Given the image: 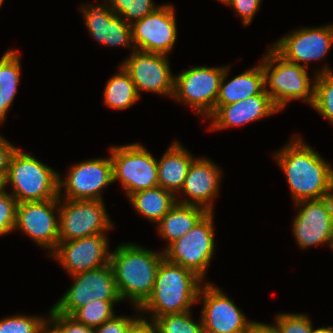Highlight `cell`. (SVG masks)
I'll return each instance as SVG.
<instances>
[{
  "label": "cell",
  "instance_id": "2e32d148",
  "mask_svg": "<svg viewBox=\"0 0 333 333\" xmlns=\"http://www.w3.org/2000/svg\"><path fill=\"white\" fill-rule=\"evenodd\" d=\"M60 202L56 197L17 203L15 229L20 228L39 245L54 251L59 242V219L56 220L53 210Z\"/></svg>",
  "mask_w": 333,
  "mask_h": 333
},
{
  "label": "cell",
  "instance_id": "e0dca14e",
  "mask_svg": "<svg viewBox=\"0 0 333 333\" xmlns=\"http://www.w3.org/2000/svg\"><path fill=\"white\" fill-rule=\"evenodd\" d=\"M106 234L58 242L52 257H55L70 274L97 269L110 264ZM103 262V263H102Z\"/></svg>",
  "mask_w": 333,
  "mask_h": 333
},
{
  "label": "cell",
  "instance_id": "8d00e7d4",
  "mask_svg": "<svg viewBox=\"0 0 333 333\" xmlns=\"http://www.w3.org/2000/svg\"><path fill=\"white\" fill-rule=\"evenodd\" d=\"M260 2L261 0H230L228 5L233 6L236 13L242 17L244 24L248 25L259 9Z\"/></svg>",
  "mask_w": 333,
  "mask_h": 333
},
{
  "label": "cell",
  "instance_id": "d4e9b609",
  "mask_svg": "<svg viewBox=\"0 0 333 333\" xmlns=\"http://www.w3.org/2000/svg\"><path fill=\"white\" fill-rule=\"evenodd\" d=\"M175 196L171 191L157 186L133 193L128 198L136 211L158 223L177 203Z\"/></svg>",
  "mask_w": 333,
  "mask_h": 333
},
{
  "label": "cell",
  "instance_id": "484cf974",
  "mask_svg": "<svg viewBox=\"0 0 333 333\" xmlns=\"http://www.w3.org/2000/svg\"><path fill=\"white\" fill-rule=\"evenodd\" d=\"M117 75L109 79L104 90V103L115 109H126L139 99L130 74L121 65Z\"/></svg>",
  "mask_w": 333,
  "mask_h": 333
},
{
  "label": "cell",
  "instance_id": "5bb4252c",
  "mask_svg": "<svg viewBox=\"0 0 333 333\" xmlns=\"http://www.w3.org/2000/svg\"><path fill=\"white\" fill-rule=\"evenodd\" d=\"M64 182L59 177L61 187L66 188V199L102 200L100 191L104 186L113 183V163L111 157L84 161L71 166Z\"/></svg>",
  "mask_w": 333,
  "mask_h": 333
},
{
  "label": "cell",
  "instance_id": "7bdbcfd3",
  "mask_svg": "<svg viewBox=\"0 0 333 333\" xmlns=\"http://www.w3.org/2000/svg\"><path fill=\"white\" fill-rule=\"evenodd\" d=\"M5 178L0 176V194L5 191Z\"/></svg>",
  "mask_w": 333,
  "mask_h": 333
},
{
  "label": "cell",
  "instance_id": "7402d4cb",
  "mask_svg": "<svg viewBox=\"0 0 333 333\" xmlns=\"http://www.w3.org/2000/svg\"><path fill=\"white\" fill-rule=\"evenodd\" d=\"M194 159L179 143L174 142L157 161L158 185L173 194L177 190L180 191Z\"/></svg>",
  "mask_w": 333,
  "mask_h": 333
},
{
  "label": "cell",
  "instance_id": "ee69618b",
  "mask_svg": "<svg viewBox=\"0 0 333 333\" xmlns=\"http://www.w3.org/2000/svg\"><path fill=\"white\" fill-rule=\"evenodd\" d=\"M41 333H55V332L51 328H48L47 326Z\"/></svg>",
  "mask_w": 333,
  "mask_h": 333
},
{
  "label": "cell",
  "instance_id": "836d02e7",
  "mask_svg": "<svg viewBox=\"0 0 333 333\" xmlns=\"http://www.w3.org/2000/svg\"><path fill=\"white\" fill-rule=\"evenodd\" d=\"M49 316L54 326L51 329L55 333H95L94 328L78 322L70 315L56 312L53 308L50 309Z\"/></svg>",
  "mask_w": 333,
  "mask_h": 333
},
{
  "label": "cell",
  "instance_id": "f546056e",
  "mask_svg": "<svg viewBox=\"0 0 333 333\" xmlns=\"http://www.w3.org/2000/svg\"><path fill=\"white\" fill-rule=\"evenodd\" d=\"M190 311L180 314H166L152 320L158 333H205L202 320L200 324L190 318Z\"/></svg>",
  "mask_w": 333,
  "mask_h": 333
},
{
  "label": "cell",
  "instance_id": "f6af8a7d",
  "mask_svg": "<svg viewBox=\"0 0 333 333\" xmlns=\"http://www.w3.org/2000/svg\"><path fill=\"white\" fill-rule=\"evenodd\" d=\"M221 2H224L225 4H228L230 2V0H219Z\"/></svg>",
  "mask_w": 333,
  "mask_h": 333
},
{
  "label": "cell",
  "instance_id": "f1b7e54d",
  "mask_svg": "<svg viewBox=\"0 0 333 333\" xmlns=\"http://www.w3.org/2000/svg\"><path fill=\"white\" fill-rule=\"evenodd\" d=\"M117 302L95 300L76 309L70 316L86 326L95 328L114 316L113 305Z\"/></svg>",
  "mask_w": 333,
  "mask_h": 333
},
{
  "label": "cell",
  "instance_id": "8992f818",
  "mask_svg": "<svg viewBox=\"0 0 333 333\" xmlns=\"http://www.w3.org/2000/svg\"><path fill=\"white\" fill-rule=\"evenodd\" d=\"M113 182H122L127 196L158 185L157 160L143 146L112 147Z\"/></svg>",
  "mask_w": 333,
  "mask_h": 333
},
{
  "label": "cell",
  "instance_id": "60d3db41",
  "mask_svg": "<svg viewBox=\"0 0 333 333\" xmlns=\"http://www.w3.org/2000/svg\"><path fill=\"white\" fill-rule=\"evenodd\" d=\"M311 333H333V327H326L324 328V326L322 328H318V329H313L312 327V331Z\"/></svg>",
  "mask_w": 333,
  "mask_h": 333
},
{
  "label": "cell",
  "instance_id": "6da1fadb",
  "mask_svg": "<svg viewBox=\"0 0 333 333\" xmlns=\"http://www.w3.org/2000/svg\"><path fill=\"white\" fill-rule=\"evenodd\" d=\"M276 156L295 203L333 195V169L302 140L295 138Z\"/></svg>",
  "mask_w": 333,
  "mask_h": 333
},
{
  "label": "cell",
  "instance_id": "52a82bcc",
  "mask_svg": "<svg viewBox=\"0 0 333 333\" xmlns=\"http://www.w3.org/2000/svg\"><path fill=\"white\" fill-rule=\"evenodd\" d=\"M212 217V212H208L186 235L169 244L163 252L164 258L203 279L214 253Z\"/></svg>",
  "mask_w": 333,
  "mask_h": 333
},
{
  "label": "cell",
  "instance_id": "9c48e42d",
  "mask_svg": "<svg viewBox=\"0 0 333 333\" xmlns=\"http://www.w3.org/2000/svg\"><path fill=\"white\" fill-rule=\"evenodd\" d=\"M225 68L197 66L185 70L175 77L173 98L186 102L209 118L216 106Z\"/></svg>",
  "mask_w": 333,
  "mask_h": 333
},
{
  "label": "cell",
  "instance_id": "74e56055",
  "mask_svg": "<svg viewBox=\"0 0 333 333\" xmlns=\"http://www.w3.org/2000/svg\"><path fill=\"white\" fill-rule=\"evenodd\" d=\"M18 149L0 136V176L6 177L12 157Z\"/></svg>",
  "mask_w": 333,
  "mask_h": 333
},
{
  "label": "cell",
  "instance_id": "ba28073f",
  "mask_svg": "<svg viewBox=\"0 0 333 333\" xmlns=\"http://www.w3.org/2000/svg\"><path fill=\"white\" fill-rule=\"evenodd\" d=\"M73 277L75 279L73 286L53 306L56 312L71 315L76 309L95 300H122L111 264L75 274Z\"/></svg>",
  "mask_w": 333,
  "mask_h": 333
},
{
  "label": "cell",
  "instance_id": "7c38bea8",
  "mask_svg": "<svg viewBox=\"0 0 333 333\" xmlns=\"http://www.w3.org/2000/svg\"><path fill=\"white\" fill-rule=\"evenodd\" d=\"M131 28L136 50L167 55L177 37L174 8L158 6L154 12L131 24Z\"/></svg>",
  "mask_w": 333,
  "mask_h": 333
},
{
  "label": "cell",
  "instance_id": "ac0fdd59",
  "mask_svg": "<svg viewBox=\"0 0 333 333\" xmlns=\"http://www.w3.org/2000/svg\"><path fill=\"white\" fill-rule=\"evenodd\" d=\"M333 44V25L304 28L276 42L272 48L285 60L308 67V61L322 59Z\"/></svg>",
  "mask_w": 333,
  "mask_h": 333
},
{
  "label": "cell",
  "instance_id": "83f0119b",
  "mask_svg": "<svg viewBox=\"0 0 333 333\" xmlns=\"http://www.w3.org/2000/svg\"><path fill=\"white\" fill-rule=\"evenodd\" d=\"M315 76L312 107L333 123V73L325 67Z\"/></svg>",
  "mask_w": 333,
  "mask_h": 333
},
{
  "label": "cell",
  "instance_id": "7a4b0ae2",
  "mask_svg": "<svg viewBox=\"0 0 333 333\" xmlns=\"http://www.w3.org/2000/svg\"><path fill=\"white\" fill-rule=\"evenodd\" d=\"M161 254L147 250L136 244H122L110 254V264L122 300L129 298L137 309L151 295Z\"/></svg>",
  "mask_w": 333,
  "mask_h": 333
},
{
  "label": "cell",
  "instance_id": "277c9868",
  "mask_svg": "<svg viewBox=\"0 0 333 333\" xmlns=\"http://www.w3.org/2000/svg\"><path fill=\"white\" fill-rule=\"evenodd\" d=\"M59 176L51 167L17 150L9 165L5 185H13L11 195L17 203L44 201L60 197Z\"/></svg>",
  "mask_w": 333,
  "mask_h": 333
},
{
  "label": "cell",
  "instance_id": "ab89813d",
  "mask_svg": "<svg viewBox=\"0 0 333 333\" xmlns=\"http://www.w3.org/2000/svg\"><path fill=\"white\" fill-rule=\"evenodd\" d=\"M247 333H279L276 325L271 326L260 322H252Z\"/></svg>",
  "mask_w": 333,
  "mask_h": 333
},
{
  "label": "cell",
  "instance_id": "4dcf8cb0",
  "mask_svg": "<svg viewBox=\"0 0 333 333\" xmlns=\"http://www.w3.org/2000/svg\"><path fill=\"white\" fill-rule=\"evenodd\" d=\"M109 8L118 16L125 17L128 24L131 20L139 21L144 16L151 14L158 7L152 0H109Z\"/></svg>",
  "mask_w": 333,
  "mask_h": 333
},
{
  "label": "cell",
  "instance_id": "8fae6325",
  "mask_svg": "<svg viewBox=\"0 0 333 333\" xmlns=\"http://www.w3.org/2000/svg\"><path fill=\"white\" fill-rule=\"evenodd\" d=\"M302 200V206L293 222V233L299 246L306 248L323 243L332 244L333 195L321 199ZM307 202V203H306Z\"/></svg>",
  "mask_w": 333,
  "mask_h": 333
},
{
  "label": "cell",
  "instance_id": "e575fe53",
  "mask_svg": "<svg viewBox=\"0 0 333 333\" xmlns=\"http://www.w3.org/2000/svg\"><path fill=\"white\" fill-rule=\"evenodd\" d=\"M17 201L5 191L0 194V235L15 229Z\"/></svg>",
  "mask_w": 333,
  "mask_h": 333
},
{
  "label": "cell",
  "instance_id": "d6a6232c",
  "mask_svg": "<svg viewBox=\"0 0 333 333\" xmlns=\"http://www.w3.org/2000/svg\"><path fill=\"white\" fill-rule=\"evenodd\" d=\"M276 327L279 333H311L312 322L303 314H280Z\"/></svg>",
  "mask_w": 333,
  "mask_h": 333
},
{
  "label": "cell",
  "instance_id": "5b68a950",
  "mask_svg": "<svg viewBox=\"0 0 333 333\" xmlns=\"http://www.w3.org/2000/svg\"><path fill=\"white\" fill-rule=\"evenodd\" d=\"M267 54L261 62L265 91L275 106L281 110L291 99H303L312 106L314 84L310 85L306 67L285 60L273 48Z\"/></svg>",
  "mask_w": 333,
  "mask_h": 333
},
{
  "label": "cell",
  "instance_id": "cb8c5ba5",
  "mask_svg": "<svg viewBox=\"0 0 333 333\" xmlns=\"http://www.w3.org/2000/svg\"><path fill=\"white\" fill-rule=\"evenodd\" d=\"M207 213L200 206L176 203L157 223L159 234L171 244L186 235Z\"/></svg>",
  "mask_w": 333,
  "mask_h": 333
},
{
  "label": "cell",
  "instance_id": "4316f807",
  "mask_svg": "<svg viewBox=\"0 0 333 333\" xmlns=\"http://www.w3.org/2000/svg\"><path fill=\"white\" fill-rule=\"evenodd\" d=\"M19 79V56L14 50L7 51L0 60V104L7 110L16 95Z\"/></svg>",
  "mask_w": 333,
  "mask_h": 333
},
{
  "label": "cell",
  "instance_id": "bcb514c9",
  "mask_svg": "<svg viewBox=\"0 0 333 333\" xmlns=\"http://www.w3.org/2000/svg\"><path fill=\"white\" fill-rule=\"evenodd\" d=\"M3 1H4V0H0V7H1V5H2Z\"/></svg>",
  "mask_w": 333,
  "mask_h": 333
},
{
  "label": "cell",
  "instance_id": "603a6c76",
  "mask_svg": "<svg viewBox=\"0 0 333 333\" xmlns=\"http://www.w3.org/2000/svg\"><path fill=\"white\" fill-rule=\"evenodd\" d=\"M228 68V66L225 68L220 83L216 106L228 105L244 100L250 96L260 94L265 89L262 64L249 69L224 84L229 70Z\"/></svg>",
  "mask_w": 333,
  "mask_h": 333
},
{
  "label": "cell",
  "instance_id": "3957f363",
  "mask_svg": "<svg viewBox=\"0 0 333 333\" xmlns=\"http://www.w3.org/2000/svg\"><path fill=\"white\" fill-rule=\"evenodd\" d=\"M202 279L181 265L161 261L151 295L138 308L143 313L152 311L153 320L166 314L188 312L198 300Z\"/></svg>",
  "mask_w": 333,
  "mask_h": 333
},
{
  "label": "cell",
  "instance_id": "d6986e66",
  "mask_svg": "<svg viewBox=\"0 0 333 333\" xmlns=\"http://www.w3.org/2000/svg\"><path fill=\"white\" fill-rule=\"evenodd\" d=\"M280 111L265 89L257 95L228 105L215 106L210 129H224L231 126L259 120Z\"/></svg>",
  "mask_w": 333,
  "mask_h": 333
},
{
  "label": "cell",
  "instance_id": "d590c367",
  "mask_svg": "<svg viewBox=\"0 0 333 333\" xmlns=\"http://www.w3.org/2000/svg\"><path fill=\"white\" fill-rule=\"evenodd\" d=\"M138 318H129V317H116L115 315L105 321L101 326L95 327V333H127L132 324Z\"/></svg>",
  "mask_w": 333,
  "mask_h": 333
},
{
  "label": "cell",
  "instance_id": "b9f144b4",
  "mask_svg": "<svg viewBox=\"0 0 333 333\" xmlns=\"http://www.w3.org/2000/svg\"><path fill=\"white\" fill-rule=\"evenodd\" d=\"M7 111L8 110L2 104H0V123L5 119Z\"/></svg>",
  "mask_w": 333,
  "mask_h": 333
},
{
  "label": "cell",
  "instance_id": "4fadbf2b",
  "mask_svg": "<svg viewBox=\"0 0 333 333\" xmlns=\"http://www.w3.org/2000/svg\"><path fill=\"white\" fill-rule=\"evenodd\" d=\"M167 56L140 50L133 51L123 67L130 74L136 90L151 91L159 94L174 95L175 77L169 68Z\"/></svg>",
  "mask_w": 333,
  "mask_h": 333
},
{
  "label": "cell",
  "instance_id": "f35d334b",
  "mask_svg": "<svg viewBox=\"0 0 333 333\" xmlns=\"http://www.w3.org/2000/svg\"><path fill=\"white\" fill-rule=\"evenodd\" d=\"M127 333H158V330L154 322H148L146 318H138Z\"/></svg>",
  "mask_w": 333,
  "mask_h": 333
},
{
  "label": "cell",
  "instance_id": "30bf717a",
  "mask_svg": "<svg viewBox=\"0 0 333 333\" xmlns=\"http://www.w3.org/2000/svg\"><path fill=\"white\" fill-rule=\"evenodd\" d=\"M59 208V242L103 234L112 228L102 200H65Z\"/></svg>",
  "mask_w": 333,
  "mask_h": 333
},
{
  "label": "cell",
  "instance_id": "1f68e13d",
  "mask_svg": "<svg viewBox=\"0 0 333 333\" xmlns=\"http://www.w3.org/2000/svg\"><path fill=\"white\" fill-rule=\"evenodd\" d=\"M46 325L39 317L18 315L0 320V333H41Z\"/></svg>",
  "mask_w": 333,
  "mask_h": 333
},
{
  "label": "cell",
  "instance_id": "ffe728a7",
  "mask_svg": "<svg viewBox=\"0 0 333 333\" xmlns=\"http://www.w3.org/2000/svg\"><path fill=\"white\" fill-rule=\"evenodd\" d=\"M83 6L81 10L84 13L87 29L98 42L107 46L124 45L132 48L134 43L131 24L116 15L107 5L90 6V8Z\"/></svg>",
  "mask_w": 333,
  "mask_h": 333
},
{
  "label": "cell",
  "instance_id": "44dd1931",
  "mask_svg": "<svg viewBox=\"0 0 333 333\" xmlns=\"http://www.w3.org/2000/svg\"><path fill=\"white\" fill-rule=\"evenodd\" d=\"M220 178L221 173L212 161L204 158L194 159L181 189L192 198V201L185 199L177 203L200 206L212 212L210 199H213L219 190Z\"/></svg>",
  "mask_w": 333,
  "mask_h": 333
},
{
  "label": "cell",
  "instance_id": "9a60e30c",
  "mask_svg": "<svg viewBox=\"0 0 333 333\" xmlns=\"http://www.w3.org/2000/svg\"><path fill=\"white\" fill-rule=\"evenodd\" d=\"M203 297L202 324L205 333H247L250 327L244 314L223 291L207 283L200 288L198 298Z\"/></svg>",
  "mask_w": 333,
  "mask_h": 333
}]
</instances>
